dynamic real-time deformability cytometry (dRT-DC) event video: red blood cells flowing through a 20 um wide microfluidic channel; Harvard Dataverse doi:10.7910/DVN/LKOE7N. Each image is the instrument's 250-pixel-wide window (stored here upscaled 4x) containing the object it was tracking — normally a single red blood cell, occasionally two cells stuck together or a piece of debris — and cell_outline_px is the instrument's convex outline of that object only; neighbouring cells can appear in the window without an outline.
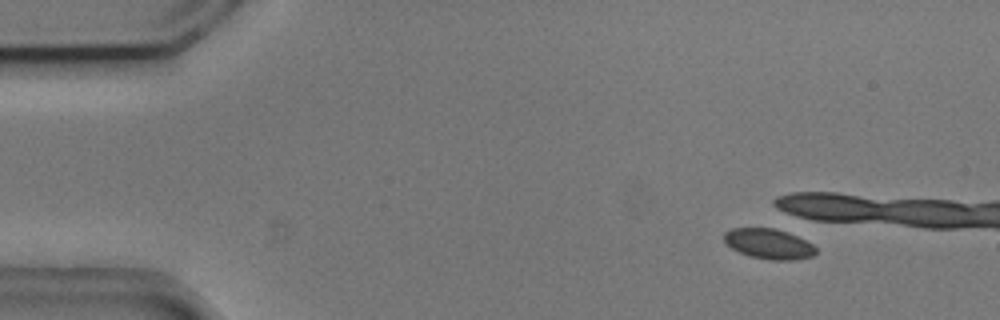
{"species": "common noctule bat (a hibernating species)", "species_latin": "Nyctalus noctula", "temperature_condition": "cold", "stored_images_in_passage": 6, "camera_frame_rate_fps": 3000, "um_per_image_px": 0.085, "animal": {"sex": "male", "body_mass_g": 20.5, "forearm_length_mm": 52.5}, "frame": {"image": 1, "passage_image": 4, "time_ms": 1.0, "image_size_px": [1000, 320], "cell_outline_px": [[816, 252], [812, 256], [792, 260], [772, 260], [752, 256], [740, 252], [732, 248], [724, 240], [724, 232], [732, 228], [776, 228], [788, 232], [812, 244], [816, 248]], "centroid_in_image_um": [65.35, 20.71], "position_along_channel_um": 19.7, "area_um2": 15.95}}